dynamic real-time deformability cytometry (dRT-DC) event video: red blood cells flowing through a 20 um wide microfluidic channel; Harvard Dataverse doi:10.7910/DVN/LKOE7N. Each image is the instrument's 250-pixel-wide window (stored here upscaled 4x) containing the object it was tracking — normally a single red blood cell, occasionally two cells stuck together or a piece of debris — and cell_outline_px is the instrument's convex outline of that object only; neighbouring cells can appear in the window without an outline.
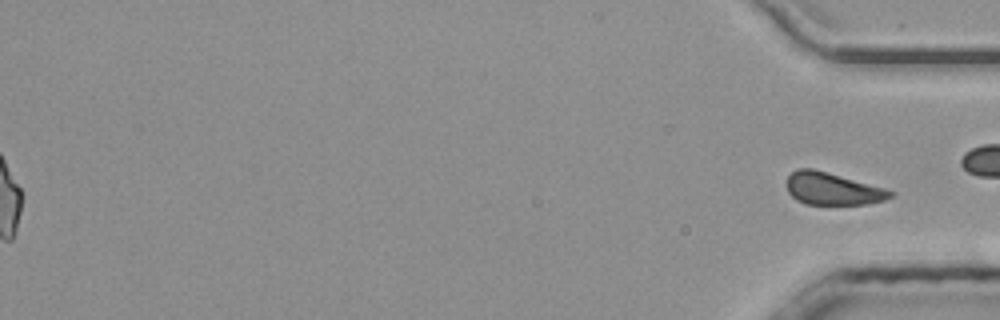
{"species": "common noctule bat (a hibernating species)", "species_latin": "Nyctalus noctula", "temperature_condition": "room temperature", "stored_images_in_passage": 52, "segment_of_instrument_passage": [2, 2], "camera_frame_rate_fps": 3000, "um_per_image_px": 0.085, "animal": {"sex": "male", "body_mass_g": 20.4}, "frame": {"image": 1, "passage_image": 52, "time_ms": 17.0, "image_size_px": [1000, 320], "cell_outline_px": [[896, 196], [884, 200], [868, 204], [804, 204], [796, 200], [788, 192], [788, 176], [796, 168], [812, 168], [884, 188], [892, 192]], "centroid_in_image_um": [70.76, 16.05], "position_along_channel_um": 364.4, "area_um2": 19.31}}